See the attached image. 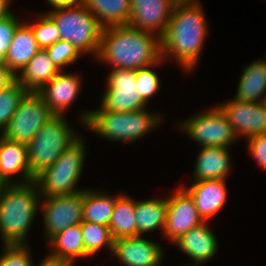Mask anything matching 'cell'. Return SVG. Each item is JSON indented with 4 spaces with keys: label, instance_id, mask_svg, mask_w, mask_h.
<instances>
[{
    "label": "cell",
    "instance_id": "60d3db41",
    "mask_svg": "<svg viewBox=\"0 0 266 266\" xmlns=\"http://www.w3.org/2000/svg\"><path fill=\"white\" fill-rule=\"evenodd\" d=\"M4 183L0 180V190L2 189Z\"/></svg>",
    "mask_w": 266,
    "mask_h": 266
},
{
    "label": "cell",
    "instance_id": "d590c367",
    "mask_svg": "<svg viewBox=\"0 0 266 266\" xmlns=\"http://www.w3.org/2000/svg\"><path fill=\"white\" fill-rule=\"evenodd\" d=\"M246 142L253 160L266 170V133L250 137Z\"/></svg>",
    "mask_w": 266,
    "mask_h": 266
},
{
    "label": "cell",
    "instance_id": "4dcf8cb0",
    "mask_svg": "<svg viewBox=\"0 0 266 266\" xmlns=\"http://www.w3.org/2000/svg\"><path fill=\"white\" fill-rule=\"evenodd\" d=\"M37 21L26 22L33 30L36 41L41 49H46L60 40V33L55 22L44 12L38 13Z\"/></svg>",
    "mask_w": 266,
    "mask_h": 266
},
{
    "label": "cell",
    "instance_id": "e0dca14e",
    "mask_svg": "<svg viewBox=\"0 0 266 266\" xmlns=\"http://www.w3.org/2000/svg\"><path fill=\"white\" fill-rule=\"evenodd\" d=\"M19 173L21 181L12 180ZM0 180L4 184H25L35 181L30 175L27 145L11 142L2 135H0Z\"/></svg>",
    "mask_w": 266,
    "mask_h": 266
},
{
    "label": "cell",
    "instance_id": "ffe728a7",
    "mask_svg": "<svg viewBox=\"0 0 266 266\" xmlns=\"http://www.w3.org/2000/svg\"><path fill=\"white\" fill-rule=\"evenodd\" d=\"M229 148L201 147L193 173V182L202 180L225 179L231 166Z\"/></svg>",
    "mask_w": 266,
    "mask_h": 266
},
{
    "label": "cell",
    "instance_id": "9c48e42d",
    "mask_svg": "<svg viewBox=\"0 0 266 266\" xmlns=\"http://www.w3.org/2000/svg\"><path fill=\"white\" fill-rule=\"evenodd\" d=\"M51 117L53 114L41 95L28 91L0 135L11 142L27 145Z\"/></svg>",
    "mask_w": 266,
    "mask_h": 266
},
{
    "label": "cell",
    "instance_id": "74e56055",
    "mask_svg": "<svg viewBox=\"0 0 266 266\" xmlns=\"http://www.w3.org/2000/svg\"><path fill=\"white\" fill-rule=\"evenodd\" d=\"M74 264L73 261L55 258L48 254L37 266H75Z\"/></svg>",
    "mask_w": 266,
    "mask_h": 266
},
{
    "label": "cell",
    "instance_id": "7a4b0ae2",
    "mask_svg": "<svg viewBox=\"0 0 266 266\" xmlns=\"http://www.w3.org/2000/svg\"><path fill=\"white\" fill-rule=\"evenodd\" d=\"M161 58L160 38L130 25L103 28L95 57L113 68L133 70L156 64Z\"/></svg>",
    "mask_w": 266,
    "mask_h": 266
},
{
    "label": "cell",
    "instance_id": "8992f818",
    "mask_svg": "<svg viewBox=\"0 0 266 266\" xmlns=\"http://www.w3.org/2000/svg\"><path fill=\"white\" fill-rule=\"evenodd\" d=\"M46 14L55 22L60 40L71 43L80 54L93 53L97 57L103 27L83 3Z\"/></svg>",
    "mask_w": 266,
    "mask_h": 266
},
{
    "label": "cell",
    "instance_id": "30bf717a",
    "mask_svg": "<svg viewBox=\"0 0 266 266\" xmlns=\"http://www.w3.org/2000/svg\"><path fill=\"white\" fill-rule=\"evenodd\" d=\"M40 202L47 242L57 233L83 222L84 190L69 195L43 197Z\"/></svg>",
    "mask_w": 266,
    "mask_h": 266
},
{
    "label": "cell",
    "instance_id": "4316f807",
    "mask_svg": "<svg viewBox=\"0 0 266 266\" xmlns=\"http://www.w3.org/2000/svg\"><path fill=\"white\" fill-rule=\"evenodd\" d=\"M135 206L136 201L127 196V194L116 196L114 210L109 223L113 239L137 237Z\"/></svg>",
    "mask_w": 266,
    "mask_h": 266
},
{
    "label": "cell",
    "instance_id": "8d00e7d4",
    "mask_svg": "<svg viewBox=\"0 0 266 266\" xmlns=\"http://www.w3.org/2000/svg\"><path fill=\"white\" fill-rule=\"evenodd\" d=\"M17 80V76L5 63H0V92Z\"/></svg>",
    "mask_w": 266,
    "mask_h": 266
},
{
    "label": "cell",
    "instance_id": "7c38bea8",
    "mask_svg": "<svg viewBox=\"0 0 266 266\" xmlns=\"http://www.w3.org/2000/svg\"><path fill=\"white\" fill-rule=\"evenodd\" d=\"M203 222L196 209L194 199L181 184L171 197H167V215L163 236L173 244L183 234Z\"/></svg>",
    "mask_w": 266,
    "mask_h": 266
},
{
    "label": "cell",
    "instance_id": "d4e9b609",
    "mask_svg": "<svg viewBox=\"0 0 266 266\" xmlns=\"http://www.w3.org/2000/svg\"><path fill=\"white\" fill-rule=\"evenodd\" d=\"M167 215V198L136 201L135 217L137 236L157 230L163 234Z\"/></svg>",
    "mask_w": 266,
    "mask_h": 266
},
{
    "label": "cell",
    "instance_id": "9a60e30c",
    "mask_svg": "<svg viewBox=\"0 0 266 266\" xmlns=\"http://www.w3.org/2000/svg\"><path fill=\"white\" fill-rule=\"evenodd\" d=\"M112 253L125 266H160L164 259L163 248L143 236L114 239Z\"/></svg>",
    "mask_w": 266,
    "mask_h": 266
},
{
    "label": "cell",
    "instance_id": "d6986e66",
    "mask_svg": "<svg viewBox=\"0 0 266 266\" xmlns=\"http://www.w3.org/2000/svg\"><path fill=\"white\" fill-rule=\"evenodd\" d=\"M207 224V221H204L173 243L190 260L192 259V263L194 262L192 266L202 265L204 262L211 260L218 252L217 238Z\"/></svg>",
    "mask_w": 266,
    "mask_h": 266
},
{
    "label": "cell",
    "instance_id": "6da1fadb",
    "mask_svg": "<svg viewBox=\"0 0 266 266\" xmlns=\"http://www.w3.org/2000/svg\"><path fill=\"white\" fill-rule=\"evenodd\" d=\"M200 4L199 0L177 1L166 31L160 38L163 60L167 61L169 56L174 58L184 72L192 71L197 65L208 33Z\"/></svg>",
    "mask_w": 266,
    "mask_h": 266
},
{
    "label": "cell",
    "instance_id": "f546056e",
    "mask_svg": "<svg viewBox=\"0 0 266 266\" xmlns=\"http://www.w3.org/2000/svg\"><path fill=\"white\" fill-rule=\"evenodd\" d=\"M28 91L16 80L0 92V131L7 127L11 117Z\"/></svg>",
    "mask_w": 266,
    "mask_h": 266
},
{
    "label": "cell",
    "instance_id": "f35d334b",
    "mask_svg": "<svg viewBox=\"0 0 266 266\" xmlns=\"http://www.w3.org/2000/svg\"><path fill=\"white\" fill-rule=\"evenodd\" d=\"M47 2L53 9H56L80 5L83 3V0H47Z\"/></svg>",
    "mask_w": 266,
    "mask_h": 266
},
{
    "label": "cell",
    "instance_id": "d6a6232c",
    "mask_svg": "<svg viewBox=\"0 0 266 266\" xmlns=\"http://www.w3.org/2000/svg\"><path fill=\"white\" fill-rule=\"evenodd\" d=\"M46 51L60 71H63L64 66L76 62L81 56L71 43L64 40H58L52 46L47 47Z\"/></svg>",
    "mask_w": 266,
    "mask_h": 266
},
{
    "label": "cell",
    "instance_id": "ba28073f",
    "mask_svg": "<svg viewBox=\"0 0 266 266\" xmlns=\"http://www.w3.org/2000/svg\"><path fill=\"white\" fill-rule=\"evenodd\" d=\"M181 130L201 147H226L236 143L238 136L218 106L179 123Z\"/></svg>",
    "mask_w": 266,
    "mask_h": 266
},
{
    "label": "cell",
    "instance_id": "3957f363",
    "mask_svg": "<svg viewBox=\"0 0 266 266\" xmlns=\"http://www.w3.org/2000/svg\"><path fill=\"white\" fill-rule=\"evenodd\" d=\"M35 181L4 184L0 190V236L2 245L26 244L28 232L40 205Z\"/></svg>",
    "mask_w": 266,
    "mask_h": 266
},
{
    "label": "cell",
    "instance_id": "484cf974",
    "mask_svg": "<svg viewBox=\"0 0 266 266\" xmlns=\"http://www.w3.org/2000/svg\"><path fill=\"white\" fill-rule=\"evenodd\" d=\"M103 28L128 25L131 0H83Z\"/></svg>",
    "mask_w": 266,
    "mask_h": 266
},
{
    "label": "cell",
    "instance_id": "e575fe53",
    "mask_svg": "<svg viewBox=\"0 0 266 266\" xmlns=\"http://www.w3.org/2000/svg\"><path fill=\"white\" fill-rule=\"evenodd\" d=\"M20 24L21 22H19L14 13L0 19V63H4V57L11 45L14 33Z\"/></svg>",
    "mask_w": 266,
    "mask_h": 266
},
{
    "label": "cell",
    "instance_id": "2e32d148",
    "mask_svg": "<svg viewBox=\"0 0 266 266\" xmlns=\"http://www.w3.org/2000/svg\"><path fill=\"white\" fill-rule=\"evenodd\" d=\"M80 89L81 80L77 74L60 71L38 93L53 115L64 116L66 109L80 94Z\"/></svg>",
    "mask_w": 266,
    "mask_h": 266
},
{
    "label": "cell",
    "instance_id": "603a6c76",
    "mask_svg": "<svg viewBox=\"0 0 266 266\" xmlns=\"http://www.w3.org/2000/svg\"><path fill=\"white\" fill-rule=\"evenodd\" d=\"M266 96V57L244 67L233 99L241 102H264Z\"/></svg>",
    "mask_w": 266,
    "mask_h": 266
},
{
    "label": "cell",
    "instance_id": "277c9868",
    "mask_svg": "<svg viewBox=\"0 0 266 266\" xmlns=\"http://www.w3.org/2000/svg\"><path fill=\"white\" fill-rule=\"evenodd\" d=\"M143 108L130 112L105 111L101 107L86 110L80 117L82 125L109 141L134 142L162 123L163 115ZM88 127V128H87Z\"/></svg>",
    "mask_w": 266,
    "mask_h": 266
},
{
    "label": "cell",
    "instance_id": "836d02e7",
    "mask_svg": "<svg viewBox=\"0 0 266 266\" xmlns=\"http://www.w3.org/2000/svg\"><path fill=\"white\" fill-rule=\"evenodd\" d=\"M26 244L3 245L0 266H35Z\"/></svg>",
    "mask_w": 266,
    "mask_h": 266
},
{
    "label": "cell",
    "instance_id": "8fae6325",
    "mask_svg": "<svg viewBox=\"0 0 266 266\" xmlns=\"http://www.w3.org/2000/svg\"><path fill=\"white\" fill-rule=\"evenodd\" d=\"M100 107L105 111L130 112L146 108L136 84V70L113 68Z\"/></svg>",
    "mask_w": 266,
    "mask_h": 266
},
{
    "label": "cell",
    "instance_id": "b9f144b4",
    "mask_svg": "<svg viewBox=\"0 0 266 266\" xmlns=\"http://www.w3.org/2000/svg\"><path fill=\"white\" fill-rule=\"evenodd\" d=\"M177 1H198V0H177Z\"/></svg>",
    "mask_w": 266,
    "mask_h": 266
},
{
    "label": "cell",
    "instance_id": "7402d4cb",
    "mask_svg": "<svg viewBox=\"0 0 266 266\" xmlns=\"http://www.w3.org/2000/svg\"><path fill=\"white\" fill-rule=\"evenodd\" d=\"M59 72L46 49H41L17 75V81L27 91L38 92Z\"/></svg>",
    "mask_w": 266,
    "mask_h": 266
},
{
    "label": "cell",
    "instance_id": "7bdbcfd3",
    "mask_svg": "<svg viewBox=\"0 0 266 266\" xmlns=\"http://www.w3.org/2000/svg\"><path fill=\"white\" fill-rule=\"evenodd\" d=\"M264 104H265V106H266V96H265V98H264Z\"/></svg>",
    "mask_w": 266,
    "mask_h": 266
},
{
    "label": "cell",
    "instance_id": "83f0119b",
    "mask_svg": "<svg viewBox=\"0 0 266 266\" xmlns=\"http://www.w3.org/2000/svg\"><path fill=\"white\" fill-rule=\"evenodd\" d=\"M116 196L98 189L84 190L83 221L109 226Z\"/></svg>",
    "mask_w": 266,
    "mask_h": 266
},
{
    "label": "cell",
    "instance_id": "f1b7e54d",
    "mask_svg": "<svg viewBox=\"0 0 266 266\" xmlns=\"http://www.w3.org/2000/svg\"><path fill=\"white\" fill-rule=\"evenodd\" d=\"M81 228L85 250L90 257L104 247H107L112 252L114 239L110 233L109 226L83 221Z\"/></svg>",
    "mask_w": 266,
    "mask_h": 266
},
{
    "label": "cell",
    "instance_id": "52a82bcc",
    "mask_svg": "<svg viewBox=\"0 0 266 266\" xmlns=\"http://www.w3.org/2000/svg\"><path fill=\"white\" fill-rule=\"evenodd\" d=\"M83 141L80 137L51 167L35 179L42 197L69 195L85 190L76 188L87 154Z\"/></svg>",
    "mask_w": 266,
    "mask_h": 266
},
{
    "label": "cell",
    "instance_id": "cb8c5ba5",
    "mask_svg": "<svg viewBox=\"0 0 266 266\" xmlns=\"http://www.w3.org/2000/svg\"><path fill=\"white\" fill-rule=\"evenodd\" d=\"M47 243L51 249L48 254L52 257L73 262L89 257L84 246L81 223L57 233Z\"/></svg>",
    "mask_w": 266,
    "mask_h": 266
},
{
    "label": "cell",
    "instance_id": "ac0fdd59",
    "mask_svg": "<svg viewBox=\"0 0 266 266\" xmlns=\"http://www.w3.org/2000/svg\"><path fill=\"white\" fill-rule=\"evenodd\" d=\"M225 179L202 180L191 186H182L194 199L196 209L203 221H210L224 207L228 191Z\"/></svg>",
    "mask_w": 266,
    "mask_h": 266
},
{
    "label": "cell",
    "instance_id": "5b68a950",
    "mask_svg": "<svg viewBox=\"0 0 266 266\" xmlns=\"http://www.w3.org/2000/svg\"><path fill=\"white\" fill-rule=\"evenodd\" d=\"M81 136L74 134L66 116L53 115L27 144L30 175L35 180Z\"/></svg>",
    "mask_w": 266,
    "mask_h": 266
},
{
    "label": "cell",
    "instance_id": "ab89813d",
    "mask_svg": "<svg viewBox=\"0 0 266 266\" xmlns=\"http://www.w3.org/2000/svg\"><path fill=\"white\" fill-rule=\"evenodd\" d=\"M11 0H0V19L12 14L10 7Z\"/></svg>",
    "mask_w": 266,
    "mask_h": 266
},
{
    "label": "cell",
    "instance_id": "1f68e13d",
    "mask_svg": "<svg viewBox=\"0 0 266 266\" xmlns=\"http://www.w3.org/2000/svg\"><path fill=\"white\" fill-rule=\"evenodd\" d=\"M161 58L156 64L136 70V84L139 88V94L142 100L147 104L150 97L154 96L160 89V79L158 74L153 71L154 66L163 64Z\"/></svg>",
    "mask_w": 266,
    "mask_h": 266
},
{
    "label": "cell",
    "instance_id": "5bb4252c",
    "mask_svg": "<svg viewBox=\"0 0 266 266\" xmlns=\"http://www.w3.org/2000/svg\"><path fill=\"white\" fill-rule=\"evenodd\" d=\"M177 0H131L128 25L161 38Z\"/></svg>",
    "mask_w": 266,
    "mask_h": 266
},
{
    "label": "cell",
    "instance_id": "44dd1931",
    "mask_svg": "<svg viewBox=\"0 0 266 266\" xmlns=\"http://www.w3.org/2000/svg\"><path fill=\"white\" fill-rule=\"evenodd\" d=\"M40 50L32 28L23 21L14 33L4 63L17 76Z\"/></svg>",
    "mask_w": 266,
    "mask_h": 266
},
{
    "label": "cell",
    "instance_id": "4fadbf2b",
    "mask_svg": "<svg viewBox=\"0 0 266 266\" xmlns=\"http://www.w3.org/2000/svg\"><path fill=\"white\" fill-rule=\"evenodd\" d=\"M238 136L247 139L266 133V106L264 102H241L235 99L217 105Z\"/></svg>",
    "mask_w": 266,
    "mask_h": 266
}]
</instances>
